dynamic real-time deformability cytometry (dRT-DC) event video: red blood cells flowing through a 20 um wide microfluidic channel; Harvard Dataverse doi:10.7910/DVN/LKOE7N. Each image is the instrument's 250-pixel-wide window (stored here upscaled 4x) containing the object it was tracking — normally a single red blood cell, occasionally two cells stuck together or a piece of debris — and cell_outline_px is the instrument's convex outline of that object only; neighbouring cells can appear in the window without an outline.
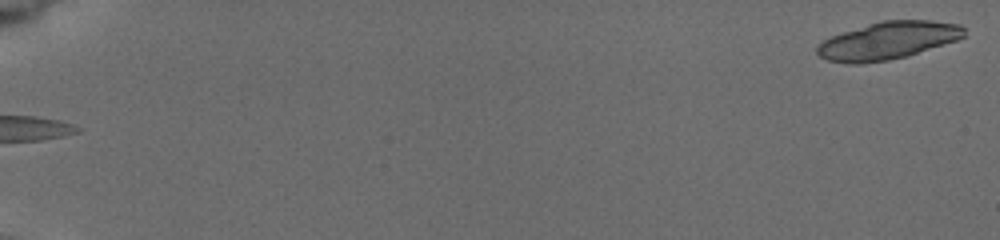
{"species": "common noctule bat (a hibernating species)", "species_latin": "Nyctalus noctula", "temperature_condition": "cold", "stored_images_in_passage": 8, "camera_frame_rate_fps": 3000, "um_per_image_px": 0.085, "animal": {"sex": "female", "body_mass_g": 19.5, "forearm_length_mm": 54.1}, "frame": {"image": 1, "passage_image": 1, "time_ms": 0.0, "image_size_px": [1000, 240], "cell_outline_px": [[964, 36], [956, 40], [904, 56], [888, 60], [856, 64], [852, 64], [828, 60], [820, 56], [816, 52], [816, 48], [824, 40], [832, 36], [880, 20], [932, 20], [960, 24], [964, 28]], "centroid_in_image_um": [75.47, 3.44], "position_along_channel_um": 9.5, "area_um2": 31.62}}